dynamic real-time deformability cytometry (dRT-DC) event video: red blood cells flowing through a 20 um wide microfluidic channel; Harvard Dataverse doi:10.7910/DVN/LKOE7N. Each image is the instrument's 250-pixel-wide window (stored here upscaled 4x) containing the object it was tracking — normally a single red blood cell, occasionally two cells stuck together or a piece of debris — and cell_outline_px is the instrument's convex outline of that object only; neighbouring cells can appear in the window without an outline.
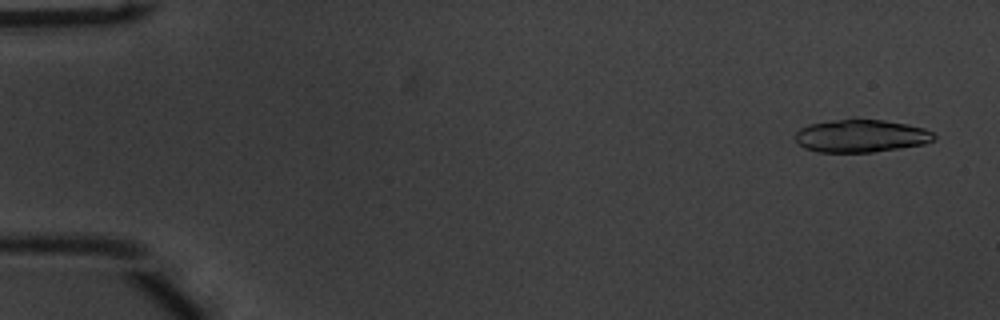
{"species": "common noctule bat (a hibernating species)", "species_latin": "Nyctalus noctula", "temperature_condition": "warm", "stored_images_in_passage": 54, "segment_of_instrument_passage": [1, 2], "camera_frame_rate_fps": 3000, "um_per_image_px": 0.085, "animal": {"sex": "male", "body_mass_g": 20.1, "forearm_length_mm": 53.5}, "frame": {"image": 1, "passage_image": 3, "time_ms": 0.667, "image_size_px": [1000, 320], "cell_outline_px": [[936, 140], [924, 144], [900, 148], [872, 152], [816, 152], [804, 148], [796, 140], [796, 132], [800, 128], [808, 124], [832, 120], [884, 120], [908, 124], [924, 128], [932, 132], [936, 136]], "centroid_in_image_um": [73.2, 11.56], "position_along_channel_um": 11.8, "area_um2": 26.41}}
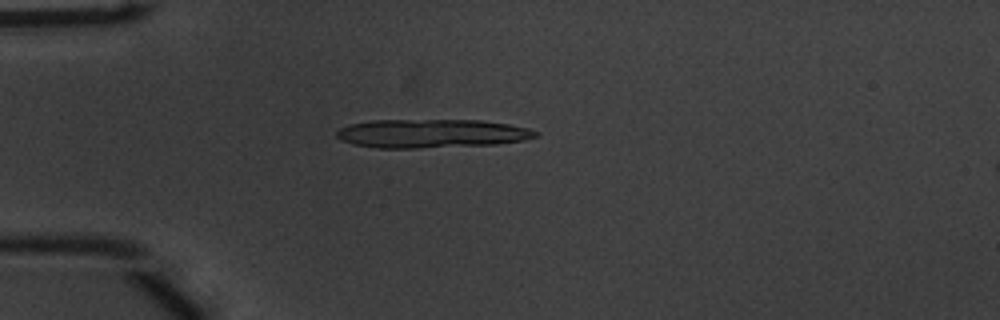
{"frame": {"image": 2, "passage_image": 15, "time_ms": 4.667, "image_size_px": [1000, 320], "cell_outline_px": [[540, 136], [524, 140], [496, 144], [420, 148], [376, 148], [352, 144], [340, 140], [336, 136], [336, 132], [340, 128], [348, 124], [372, 120], [480, 120], [508, 124], [528, 128], [536, 132]], "centroid_in_image_um": [36.64, 11.35], "position_along_channel_um": 48.4, "area_um2": 33.41}}